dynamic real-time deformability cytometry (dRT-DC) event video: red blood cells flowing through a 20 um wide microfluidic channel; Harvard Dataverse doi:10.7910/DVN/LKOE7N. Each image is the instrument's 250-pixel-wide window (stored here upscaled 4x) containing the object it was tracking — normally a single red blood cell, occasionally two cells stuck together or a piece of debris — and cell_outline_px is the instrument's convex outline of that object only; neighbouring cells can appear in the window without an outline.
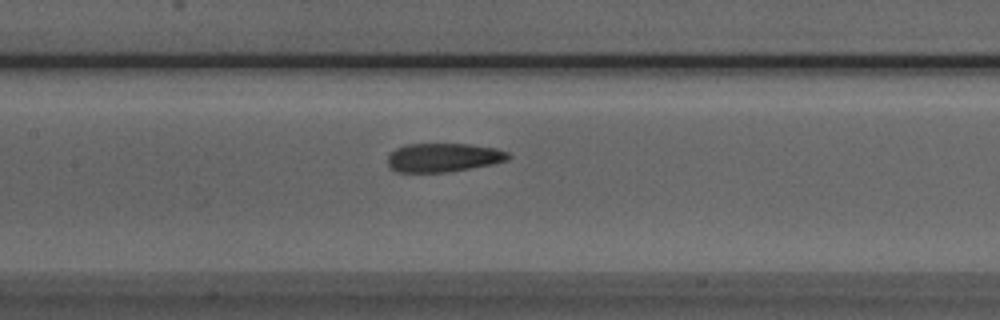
{"species": "Egyptian fruit bat (a non-hibernating species)", "species_latin": "Rousettus aegyptiacus", "temperature_condition": "room temperature", "stored_images_in_passage": 19, "camera_frame_rate_fps": 3000, "um_per_image_px": 0.085, "animal": {"sex": "male"}, "frame": {"image": 1, "passage_image": 14, "time_ms": 4.333, "image_size_px": [1000, 320], "cell_outline_px": [[512, 156], [508, 160], [492, 164], [472, 168], [448, 172], [396, 172], [388, 164], [388, 156], [396, 148], [404, 144], [472, 144], [496, 148], [508, 152]], "centroid_in_image_um": [37.72, 13.38], "position_along_channel_um": 169.7, "area_um2": 20.35}}